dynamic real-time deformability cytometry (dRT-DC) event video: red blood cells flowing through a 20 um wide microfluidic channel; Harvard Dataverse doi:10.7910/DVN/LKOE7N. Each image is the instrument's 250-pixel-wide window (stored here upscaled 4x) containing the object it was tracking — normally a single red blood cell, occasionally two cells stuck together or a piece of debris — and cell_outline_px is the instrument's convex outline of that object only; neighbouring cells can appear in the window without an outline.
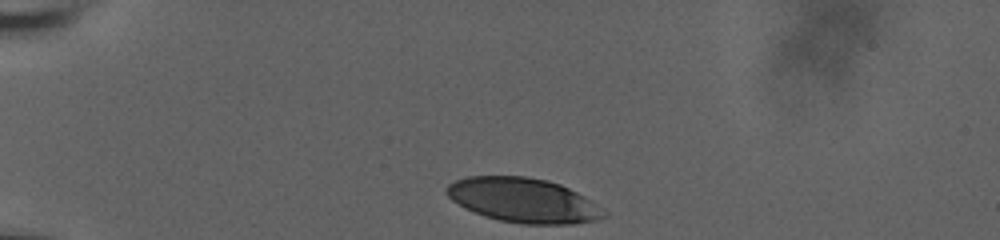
{"species": "human", "species_latin": "Homo sapiens", "temperature_condition": "room temperature", "stored_images_in_passage": 35, "camera_frame_rate_fps": 3000, "um_per_image_px": 0.085, "donor": {"sex": "male"}, "frame": {"image": 1, "passage_image": 1, "time_ms": 0.0, "image_size_px": [1000, 240], "cell_outline_px": [[608, 216], [596, 220], [572, 224], [520, 224], [500, 220], [484, 216], [464, 208], [452, 200], [444, 192], [444, 188], [448, 184], [456, 180], [468, 176], [524, 176], [548, 180], [560, 184], [584, 196], [608, 212]], "centroid_in_image_um": [44.47, 17.02], "position_along_channel_um": 40.5, "area_um2": 40.98}}
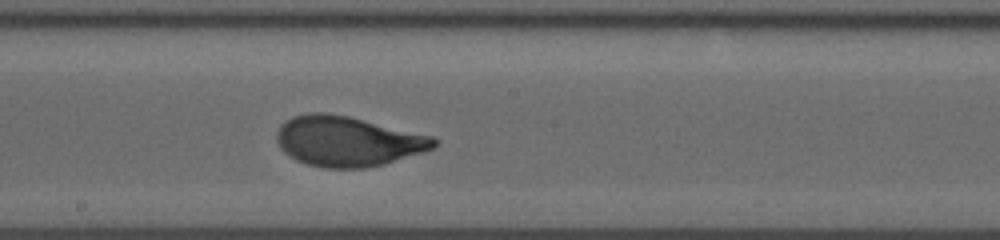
{"frame": {"image": 2, "passage_image": 20, "time_ms": 6.333, "image_size_px": [1000, 240], "cell_outline_px": [[436, 148], [424, 152], [384, 164], [364, 168], [324, 168], [308, 164], [296, 160], [284, 152], [280, 148], [276, 140], [276, 132], [280, 124], [284, 120], [292, 116], [308, 112], [324, 112], [348, 116], [432, 136], [436, 140]], "centroid_in_image_um": [29.51, 12.0], "position_along_channel_um": 218.7, "area_um2": 46.07}}
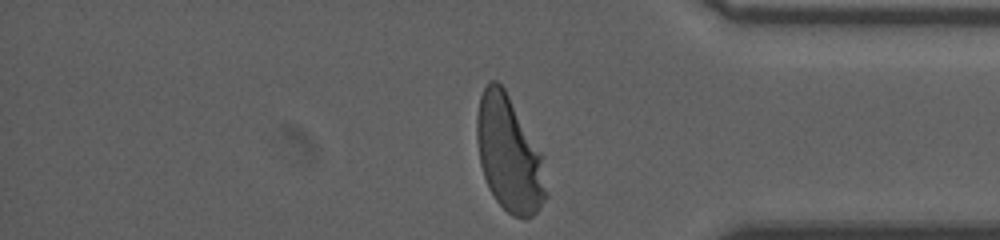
{"frame": {"image": 3, "passage_image": 35, "time_ms": 11.333, "image_size_px": [1000, 240], "cell_outline_px": [[548, 196], [540, 208], [532, 216], [524, 220], [512, 216], [496, 200], [488, 188], [480, 164], [476, 136], [476, 116], [480, 96], [488, 80], [496, 80], [504, 88], [544, 156]], "centroid_in_image_um": [43.29, 13.13], "position_along_channel_um": 391.9, "area_um2": 47.22}, "authors_computed_cell_mechanics": {"area_um2": 45.373, "velocity_mm_per_s": 3.7036, "shape_relaxation_time_tau1_ms": 3.4736, "shape_relaxation_time_tau2_ms": null, "deformation_change_tau1": 0.1967, "deformation_change_tau2": null}}